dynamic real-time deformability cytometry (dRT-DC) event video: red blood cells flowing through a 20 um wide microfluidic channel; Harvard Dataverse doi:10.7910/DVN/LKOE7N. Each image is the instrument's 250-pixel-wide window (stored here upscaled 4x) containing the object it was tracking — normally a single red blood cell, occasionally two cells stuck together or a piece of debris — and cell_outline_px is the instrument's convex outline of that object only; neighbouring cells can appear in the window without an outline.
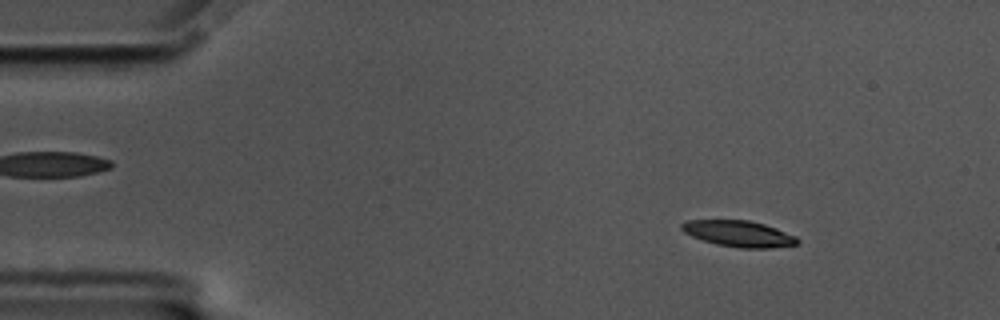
{"species": "common noctule bat (a hibernating species)", "species_latin": "Nyctalus noctula", "temperature_condition": "cold", "stored_images_in_passage": 54, "camera_frame_rate_fps": 3000, "um_per_image_px": 0.085, "animal": {"sex": "male", "body_mass_g": 17.5, "forearm_length_mm": 52.3}, "frame": {"image": 1, "passage_image": 4, "time_ms": 1.0, "image_size_px": [1000, 320], "cell_outline_px": [[800, 240], [796, 244], [772, 248], [740, 248], [716, 244], [692, 236], [684, 232], [680, 228], [680, 224], [688, 220], [748, 220], [764, 224], [776, 228], [796, 236]], "centroid_in_image_um": [62.8, 19.86], "position_along_channel_um": 22.2, "area_um2": 17.57}}
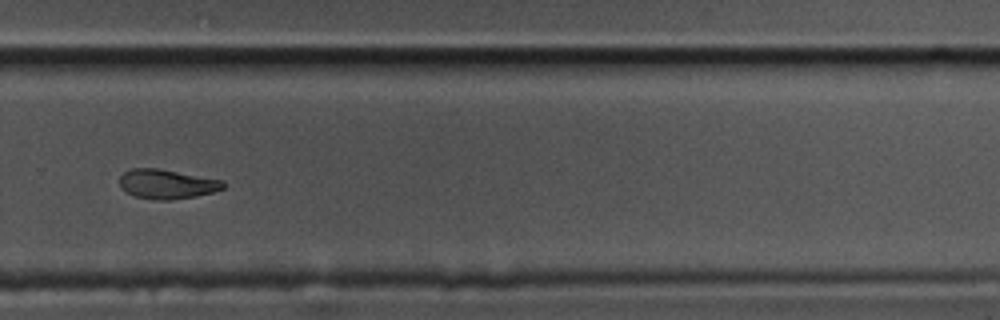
{"frame": {"image": 2, "passage_image": 36, "time_ms": 11.667, "image_size_px": [1000, 320], "cell_outline_px": [[228, 184], [224, 188], [212, 192], [196, 196], [172, 200], [156, 200], [136, 196], [124, 192], [120, 188], [120, 176], [124, 172], [132, 168], [156, 168], [224, 180]], "centroid_in_image_um": [14.19, 15.65], "position_along_channel_um": 315.6, "area_um2": 17.92}}
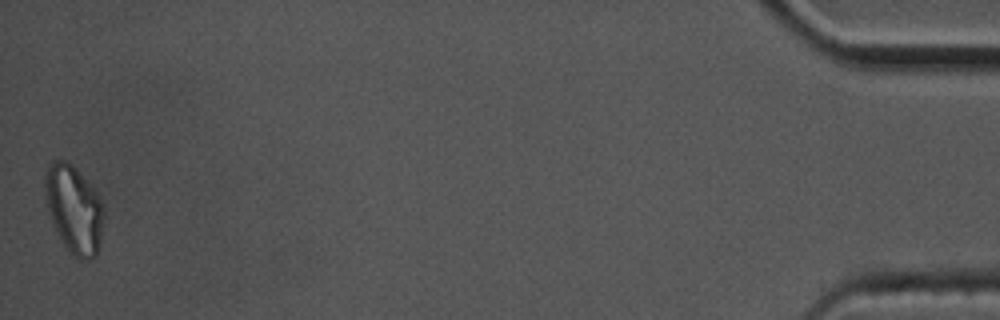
{"frame": {"image": 3, "passage_image": 54, "time_ms": 17.667, "image_size_px": [1000, 320], "cell_outline_px": [[104, 216], [100, 244], [96, 256], [88, 260], [80, 260], [64, 244], [56, 232], [52, 224], [44, 196], [44, 176], [48, 164], [52, 160], [68, 160], [76, 168], [96, 192], [104, 204]], "centroid_in_image_um": [6.28, 17.76], "position_along_channel_um": 428.9, "area_um2": 30.4}, "authors_computed_cell_mechanics": {"area_um2": 18.7272, "velocity_mm_per_s": 3.4678, "shape_relaxation_time_tau1_ms": 6.1064, "shape_relaxation_time_tau2_ms": null, "deformation_change_tau1": 0.1845, "deformation_change_tau2": null}}